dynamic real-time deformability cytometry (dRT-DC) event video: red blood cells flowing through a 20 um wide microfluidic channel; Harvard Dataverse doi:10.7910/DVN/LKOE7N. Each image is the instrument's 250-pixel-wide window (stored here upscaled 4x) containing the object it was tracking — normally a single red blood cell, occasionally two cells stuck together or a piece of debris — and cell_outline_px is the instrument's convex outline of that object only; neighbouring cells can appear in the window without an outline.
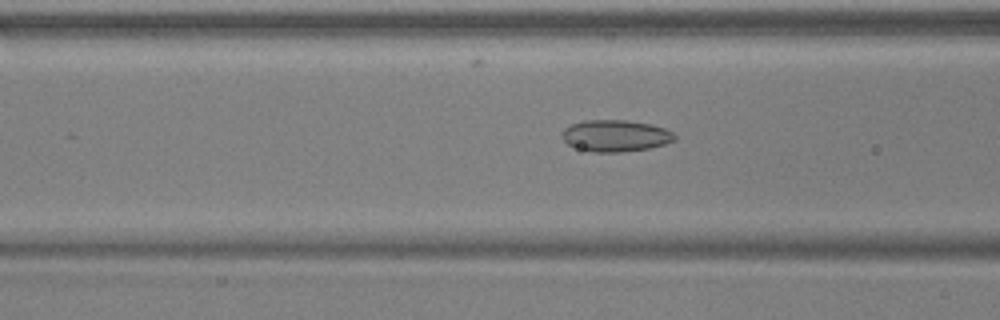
{"species": "common noctule bat (a hibernating species)", "species_latin": "Nyctalus noctula", "temperature_condition": "warm", "stored_images_in_passage": 53, "camera_frame_rate_fps": 3000, "um_per_image_px": 0.085, "animal": {"sex": "male", "body_mass_g": 17.9, "forearm_length_mm": 54.2}, "frame": {"image": 1, "passage_image": 21, "time_ms": 6.667, "image_size_px": [1000, 320], "cell_outline_px": [[676, 140], [664, 144], [648, 148], [620, 152], [592, 152], [568, 144], [560, 136], [564, 128], [572, 124], [584, 120], [624, 120], [652, 124], [664, 128], [672, 132], [676, 136]], "centroid_in_image_um": [52.31, 11.53], "position_along_channel_um": 114.3, "area_um2": 20.69}}
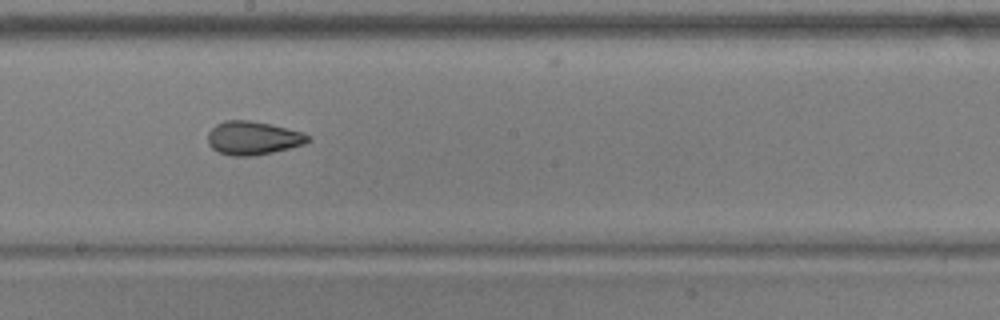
{"frame": {"image": 2, "passage_image": 30, "time_ms": 9.667, "image_size_px": [1000, 320], "cell_outline_px": [[312, 140], [304, 144], [256, 156], [232, 156], [216, 152], [208, 144], [208, 132], [216, 124], [224, 120], [248, 120], [272, 124], [304, 132]], "centroid_in_image_um": [21.49, 11.73], "position_along_channel_um": 226.7, "area_um2": 19.77}}
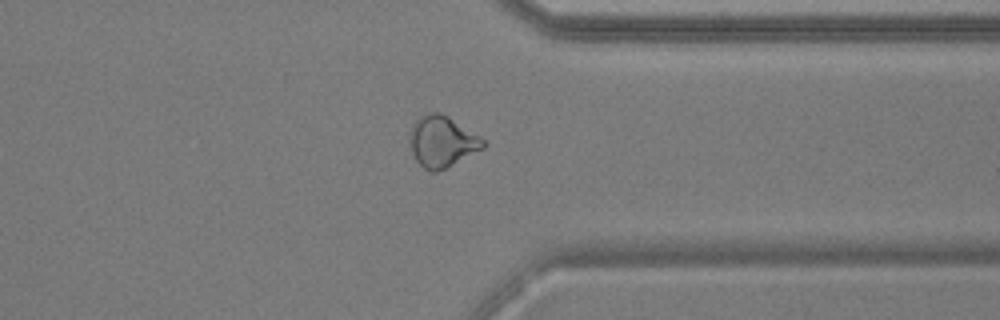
{"frame": {"image": 3, "passage_image": 42, "time_ms": 13.667, "image_size_px": [1000, 320], "cell_outline_px": [[488, 144], [484, 148], [436, 172], [432, 172], [424, 168], [416, 160], [412, 152], [408, 132], [416, 120], [420, 116], [432, 112], [436, 112], [448, 116], [480, 136]], "centroid_in_image_um": [37.57, 12.02], "position_along_channel_um": 373.8, "area_um2": 21.68}}